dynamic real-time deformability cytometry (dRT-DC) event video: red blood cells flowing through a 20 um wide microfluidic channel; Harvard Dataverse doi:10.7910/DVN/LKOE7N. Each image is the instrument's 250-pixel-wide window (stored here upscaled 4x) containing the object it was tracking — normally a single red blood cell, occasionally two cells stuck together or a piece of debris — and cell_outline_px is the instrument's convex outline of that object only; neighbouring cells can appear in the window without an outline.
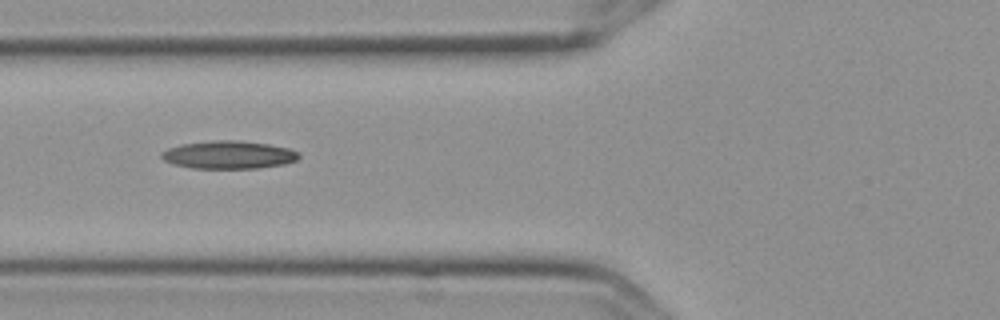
{"species": "Egyptian fruit bat (a non-hibernating species)", "species_latin": "Rousettus aegyptiacus", "temperature_condition": "cold", "stored_images_in_passage": 12, "camera_frame_rate_fps": 3000, "um_per_image_px": 0.085, "frame": {"image": 1, "passage_image": 3, "time_ms": 0.667, "image_size_px": [1000, 320], "cell_outline_px": [[300, 156], [296, 160], [284, 164], [260, 168], [192, 168], [172, 164], [164, 160], [160, 156], [160, 152], [168, 148], [180, 144], [212, 140], [236, 140], [268, 144], [288, 148], [300, 152]], "centroid_in_image_um": [19.41, 13.15], "position_along_channel_um": 106.4, "area_um2": 22.48}}
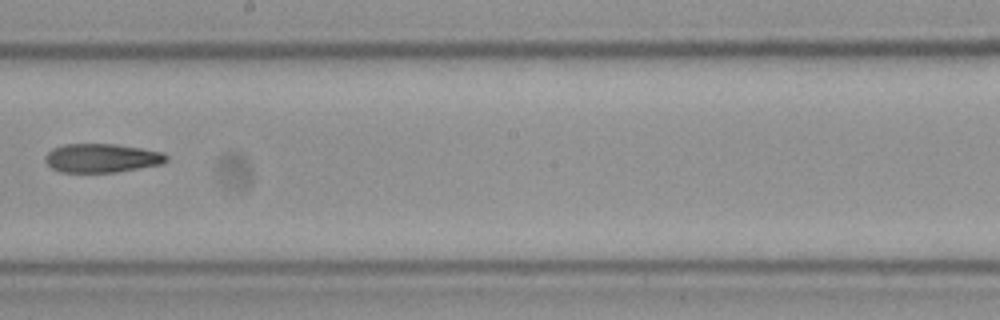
{"frame": {"image": 2, "passage_image": 6, "time_ms": 1.667, "image_size_px": [1000, 320], "cell_outline_px": [[168, 160], [160, 164], [116, 172], [60, 172], [52, 168], [44, 160], [44, 156], [52, 148], [64, 144], [116, 144], [164, 152], [168, 156]], "centroid_in_image_um": [8.63, 13.43], "position_along_channel_um": 239.6, "area_um2": 20.35}}
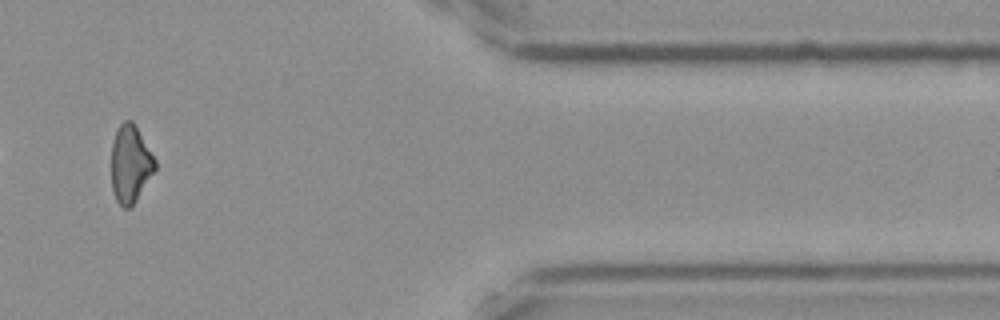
{"frame": {"image": 3, "passage_image": 10, "time_ms": 3.0, "image_size_px": [1000, 320], "cell_outline_px": [[156, 168], [136, 200], [128, 208], [124, 208], [116, 200], [112, 188], [112, 144], [116, 132], [120, 124], [124, 120], [132, 120], [156, 160]], "centroid_in_image_um": [11.08, 13.93], "position_along_channel_um": 400.3, "area_um2": 19.36}}